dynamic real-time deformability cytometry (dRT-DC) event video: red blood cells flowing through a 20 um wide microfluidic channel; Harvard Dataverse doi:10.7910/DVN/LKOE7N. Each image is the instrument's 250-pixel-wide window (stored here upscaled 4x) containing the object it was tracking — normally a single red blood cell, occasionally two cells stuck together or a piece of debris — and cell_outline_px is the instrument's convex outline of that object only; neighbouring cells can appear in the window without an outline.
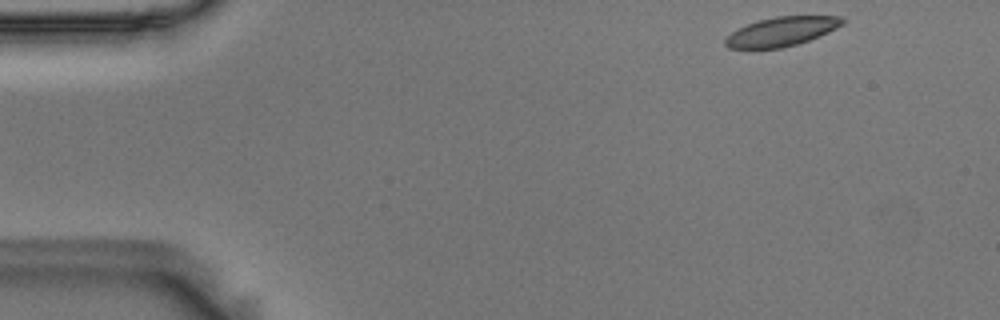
{"species": "Egyptian fruit bat (a non-hibernating species)", "species_latin": "Rousettus aegyptiacus", "temperature_condition": "room temperature", "stored_images_in_passage": 51, "camera_frame_rate_fps": 3000, "um_per_image_px": 0.085, "animal": {"sex": "male"}, "frame": {"image": 1, "passage_image": 1, "time_ms": 0.0, "image_size_px": [1000, 320], "cell_outline_px": [[848, 20], [844, 24], [828, 32], [808, 40], [784, 48], [728, 48], [724, 44], [724, 40], [736, 28], [760, 20], [776, 16], [844, 16]], "centroid_in_image_um": [66.47, 2.67], "position_along_channel_um": 18.5, "area_um2": 19.88}}
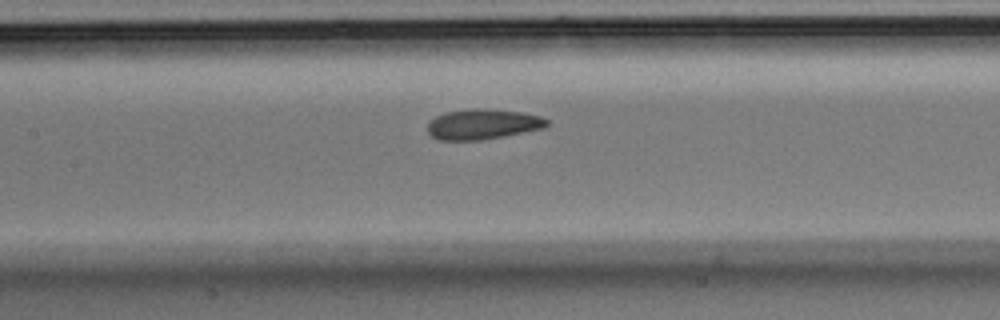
{"frame": {"image": 2, "passage_image": 21, "time_ms": 6.667, "image_size_px": [1000, 320], "cell_outline_px": [[548, 124], [544, 128], [504, 136], [480, 140], [440, 140], [432, 136], [428, 132], [428, 124], [436, 116], [444, 112], [472, 108], [488, 108], [520, 112], [540, 116], [548, 120]], "centroid_in_image_um": [41.03, 10.55], "position_along_channel_um": 166.4, "area_um2": 21.04}}
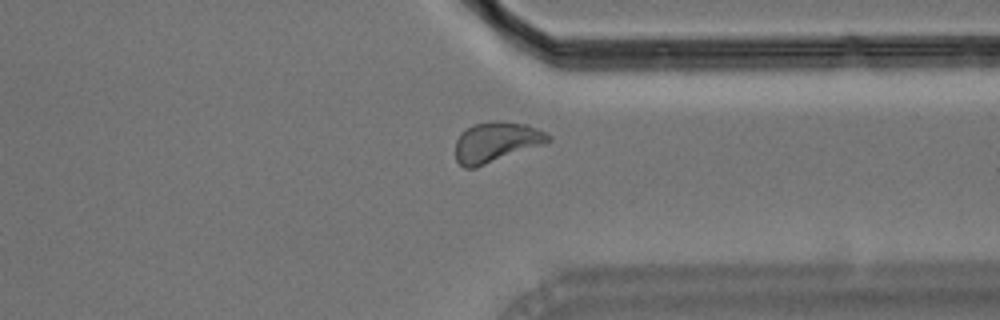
{"frame": {"image": 3, "passage_image": 38, "time_ms": 12.333, "image_size_px": [1000, 320], "cell_outline_px": [[552, 140], [544, 144], [476, 168], [464, 168], [456, 160], [456, 140], [460, 132], [472, 124], [488, 120], [492, 120], [528, 124], [552, 136]], "centroid_in_image_um": [42.16, 12.06], "position_along_channel_um": 369.2, "area_um2": 22.02}, "authors_computed_cell_mechanics": {"area_um2": 20.8658, "velocity_mm_per_s": 3.594, "shape_relaxation_time_tau1_ms": 2.9664, "shape_relaxation_time_tau2_ms": 1.1721, "deformation_change_tau1": 0.1165, "deformation_change_tau2": 0.069}}